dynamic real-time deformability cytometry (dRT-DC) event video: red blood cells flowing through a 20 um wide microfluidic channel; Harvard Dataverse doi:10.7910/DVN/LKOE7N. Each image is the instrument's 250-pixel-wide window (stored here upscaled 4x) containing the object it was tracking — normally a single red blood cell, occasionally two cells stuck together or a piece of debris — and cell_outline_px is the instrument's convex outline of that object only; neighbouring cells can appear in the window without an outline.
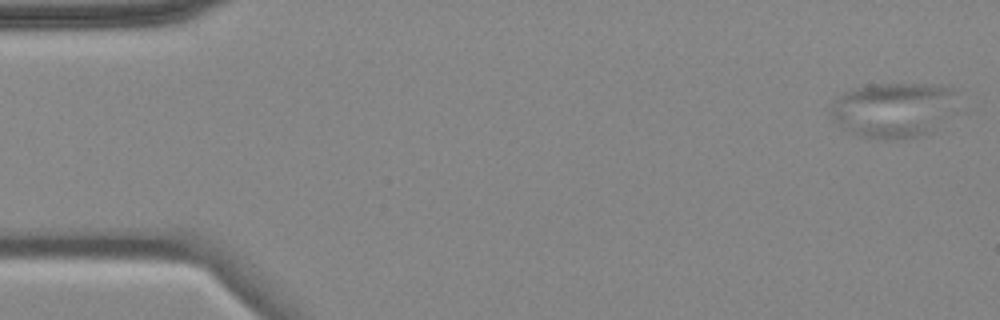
{"species": "common noctule bat (a hibernating species)", "species_latin": "Nyctalus noctula", "temperature_condition": "cold", "stored_images_in_passage": 6, "camera_frame_rate_fps": 3000, "um_per_image_px": 0.085, "animal": {"sex": "female", "body_mass_g": 18.4}, "frame": {"image": 1, "passage_image": 1, "time_ms": 0.0, "image_size_px": [1000, 320], "cell_outline_px": [[956, 92], [932, 132], [916, 136], [896, 140], [880, 140], [860, 136], [852, 132], [832, 120], [828, 116], [828, 108], [832, 100], [844, 92], [868, 84], [928, 84], [956, 88]], "centroid_in_image_um": [75.75, 9.33], "position_along_channel_um": 9.2, "area_um2": 39.94}}
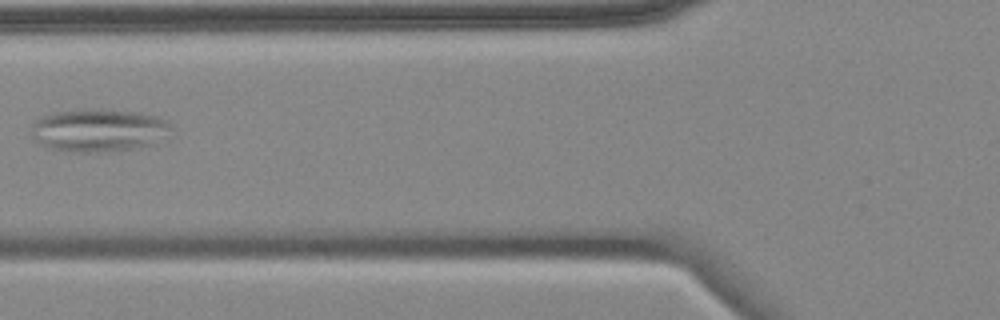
{"frame": {"image": 2, "passage_image": 6, "time_ms": 6.667, "image_size_px": [1000, 320], "cell_outline_px": [[172, 128], [168, 136], [156, 144], [140, 148], [104, 152], [80, 152], [52, 148], [40, 144], [28, 132], [32, 124], [40, 116], [52, 112], [92, 108], [140, 112], [160, 116], [168, 120], [172, 124]], "centroid_in_image_um": [8.45, 11.06], "position_along_channel_um": 117.4, "area_um2": 35.89}}